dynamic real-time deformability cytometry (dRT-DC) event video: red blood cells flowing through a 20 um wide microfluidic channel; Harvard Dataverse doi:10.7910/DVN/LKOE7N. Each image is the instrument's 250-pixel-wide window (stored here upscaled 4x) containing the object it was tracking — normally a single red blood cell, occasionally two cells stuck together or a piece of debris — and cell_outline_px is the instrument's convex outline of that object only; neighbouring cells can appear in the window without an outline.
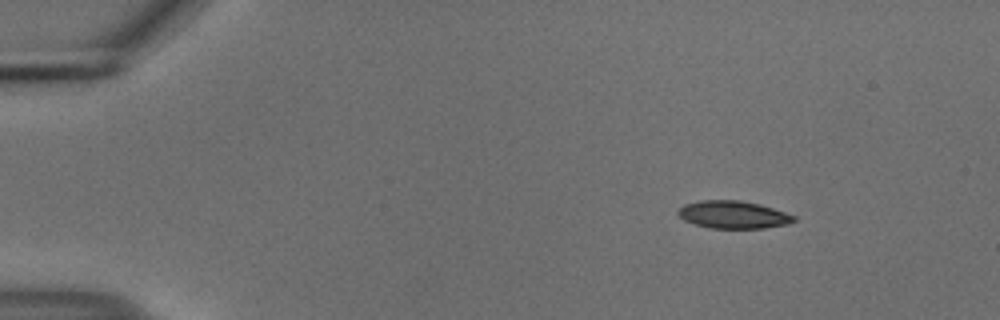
{"species": "common noctule bat (a hibernating species)", "species_latin": "Nyctalus noctula", "temperature_condition": "cold", "stored_images_in_passage": 4, "camera_frame_rate_fps": 3000, "um_per_image_px": 0.085, "animal": {"sex": "male", "body_mass_g": 18.8}, "frame": {"image": 1, "passage_image": 2, "time_ms": 0.333, "image_size_px": [1000, 320], "cell_outline_px": [[796, 220], [788, 224], [764, 228], [708, 228], [684, 220], [676, 212], [684, 204], [700, 200], [740, 200], [760, 204], [796, 216]], "centroid_in_image_um": [62.32, 18.24], "position_along_channel_um": 22.7, "area_um2": 18.61}}